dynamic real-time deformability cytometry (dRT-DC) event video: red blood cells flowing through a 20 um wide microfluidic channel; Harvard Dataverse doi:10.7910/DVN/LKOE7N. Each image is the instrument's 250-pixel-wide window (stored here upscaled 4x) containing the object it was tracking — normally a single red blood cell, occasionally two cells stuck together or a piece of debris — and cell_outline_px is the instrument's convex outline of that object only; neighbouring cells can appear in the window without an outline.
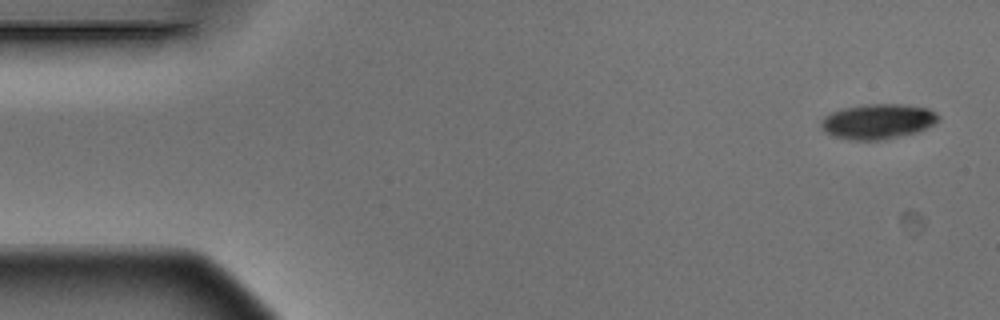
{"species": "Egyptian fruit bat (a non-hibernating species)", "species_latin": "Rousettus aegyptiacus", "temperature_condition": "warm", "stored_images_in_passage": 8, "camera_frame_rate_fps": 3000, "um_per_image_px": 0.085, "animal": {"sex": "male"}, "frame": {"image": 1, "passage_image": 1, "time_ms": 0.0, "image_size_px": [1000, 320], "cell_outline_px": [[940, 120], [916, 132], [880, 140], [848, 140], [832, 136], [820, 124], [820, 120], [824, 116], [832, 112], [844, 108], [860, 104], [904, 104], [928, 108], [936, 112], [940, 116]], "centroid_in_image_um": [74.61, 10.31], "position_along_channel_um": 10.4, "area_um2": 23.93}}
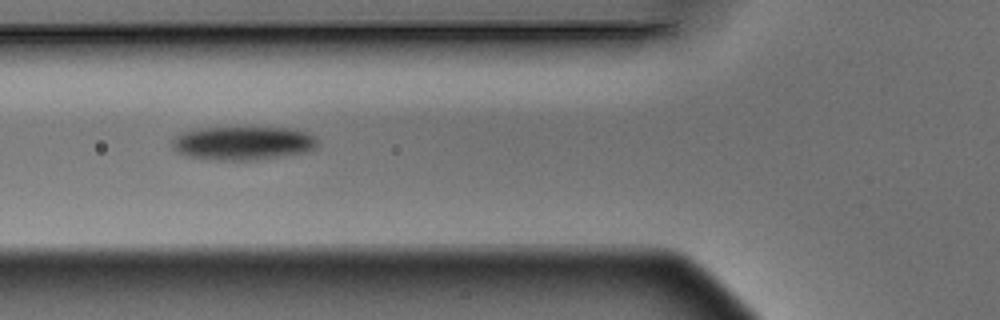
{"frame": {"image": 2, "passage_image": 6, "time_ms": 1.667, "image_size_px": [1000, 320], "cell_outline_px": [[320, 144], [316, 148], [304, 152], [284, 156], [256, 160], [216, 160], [192, 156], [180, 152], [172, 148], [172, 140], [180, 132], [196, 128], [296, 128], [308, 132], [316, 136]], "centroid_in_image_um": [20.72, 12.15], "position_along_channel_um": 105.1, "area_um2": 28.67}}
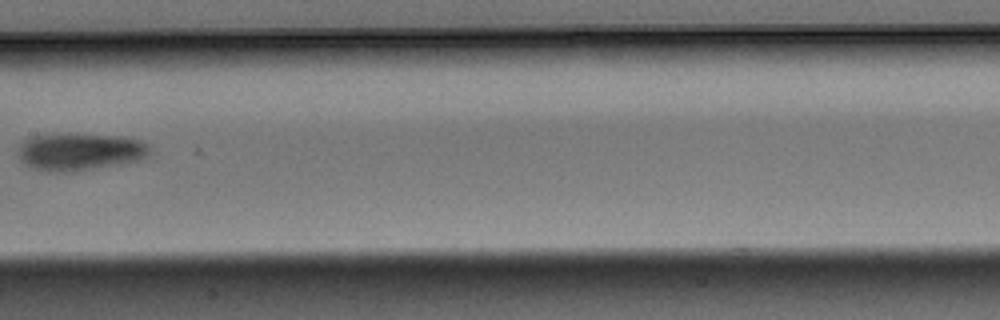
{"frame": {"image": 3, "passage_image": 8, "time_ms": 2.333, "image_size_px": [1000, 320], "cell_outline_px": [[148, 156], [140, 160], [120, 164], [72, 172], [48, 172], [24, 164], [20, 160], [20, 144], [24, 140], [32, 136], [120, 136], [136, 140], [148, 144]], "centroid_in_image_um": [6.79, 12.95], "position_along_channel_um": 200.6, "area_um2": 27.63}}